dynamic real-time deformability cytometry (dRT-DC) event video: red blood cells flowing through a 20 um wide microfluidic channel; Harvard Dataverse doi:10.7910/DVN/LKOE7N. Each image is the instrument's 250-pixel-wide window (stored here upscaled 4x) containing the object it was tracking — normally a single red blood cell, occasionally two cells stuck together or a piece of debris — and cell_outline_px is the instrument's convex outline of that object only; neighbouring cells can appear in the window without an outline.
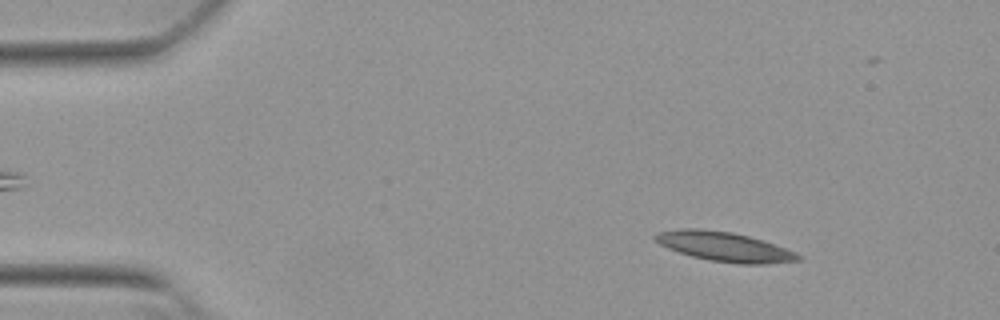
{"species": "Egyptian fruit bat (a non-hibernating species)", "species_latin": "Rousettus aegyptiacus", "temperature_condition": "warm", "stored_images_in_passage": 52, "camera_frame_rate_fps": 3000, "um_per_image_px": 0.085, "animal": {"sex": "female"}, "frame": {"image": 1, "passage_image": 6, "time_ms": 1.667, "image_size_px": [1000, 320], "cell_outline_px": [[804, 256], [800, 260], [768, 264], [740, 264], [712, 260], [692, 256], [668, 248], [660, 244], [652, 236], [660, 232], [680, 228], [700, 228], [732, 232], [748, 236], [796, 252]], "centroid_in_image_um": [61.59, 20.96], "position_along_channel_um": 23.4, "area_um2": 24.28}}
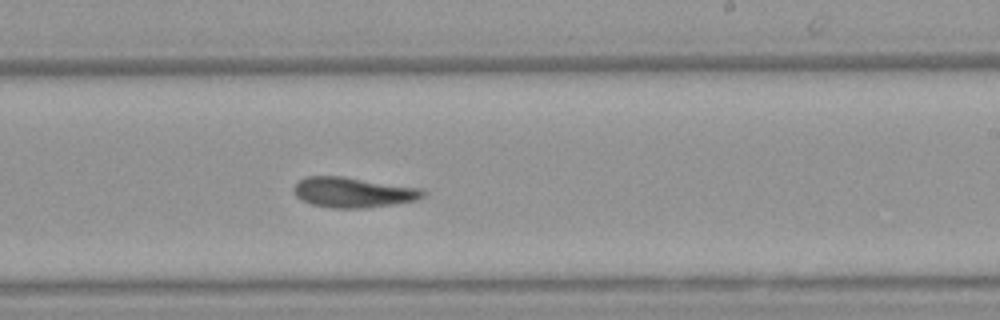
{"frame": {"image": 2, "passage_image": 31, "time_ms": 10.0, "image_size_px": [1000, 320], "cell_outline_px": [[424, 196], [416, 200], [392, 204], [364, 208], [332, 208], [312, 204], [296, 196], [292, 188], [304, 176], [344, 176], [424, 188]], "centroid_in_image_um": [30.03, 16.33], "position_along_channel_um": 259.0, "area_um2": 22.83}}
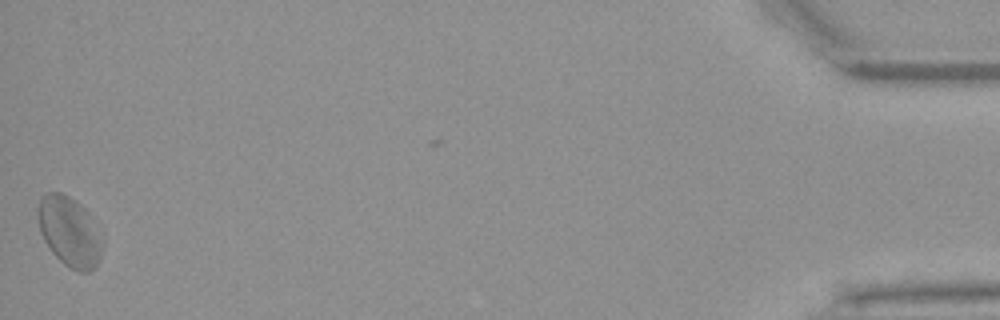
{"frame": {"image": 3, "passage_image": 52, "time_ms": 17.0, "image_size_px": [1000, 320], "cell_outline_px": [[104, 244], [100, 256], [96, 264], [88, 272], [76, 272], [64, 264], [52, 252], [44, 240], [40, 232], [36, 212], [36, 208], [40, 196], [44, 192], [60, 192], [68, 196], [80, 204], [84, 208], [104, 240]], "centroid_in_image_um": [5.87, 19.67], "position_along_channel_um": 429.3, "area_um2": 26.36}, "authors_computed_cell_mechanics": {"area_um2": 23.3223, "velocity_mm_per_s": 3.795, "shape_relaxation_time_tau1_ms": null, "shape_relaxation_time_tau2_ms": 6.3038, "deformation_change_tau1": null, "deformation_change_tau2": 0.1439}}